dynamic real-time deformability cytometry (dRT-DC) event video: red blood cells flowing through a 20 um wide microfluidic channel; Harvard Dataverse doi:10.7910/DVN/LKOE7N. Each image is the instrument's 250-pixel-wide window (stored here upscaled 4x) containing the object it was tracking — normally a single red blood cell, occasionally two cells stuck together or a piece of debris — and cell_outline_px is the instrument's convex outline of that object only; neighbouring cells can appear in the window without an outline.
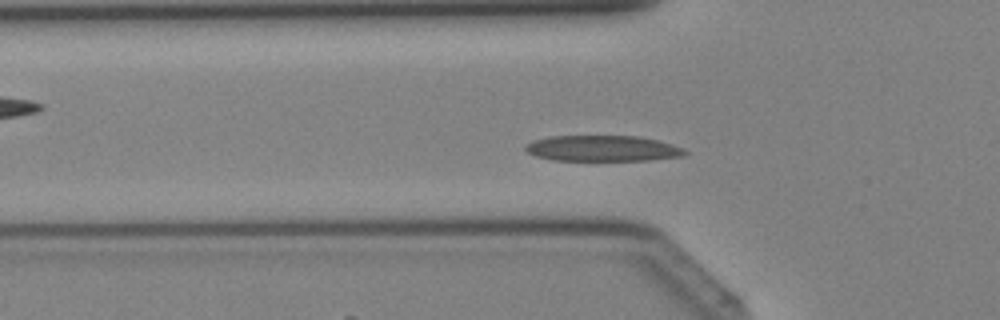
{"species": "Egyptian fruit bat (a non-hibernating species)", "species_latin": "Rousettus aegyptiacus", "temperature_condition": "cold", "stored_images_in_passage": 38, "camera_frame_rate_fps": 3000, "um_per_image_px": 0.085, "animal": {"sex": "female"}, "frame": {"image": 1, "passage_image": 11, "time_ms": 3.333, "image_size_px": [1000, 320], "cell_outline_px": [[688, 152], [684, 156], [652, 160], [552, 160], [536, 156], [528, 152], [524, 148], [524, 144], [532, 140], [548, 136], [640, 136], [672, 144], [684, 148]], "centroid_in_image_um": [51.21, 12.61], "position_along_channel_um": 74.6, "area_um2": 24.16}}
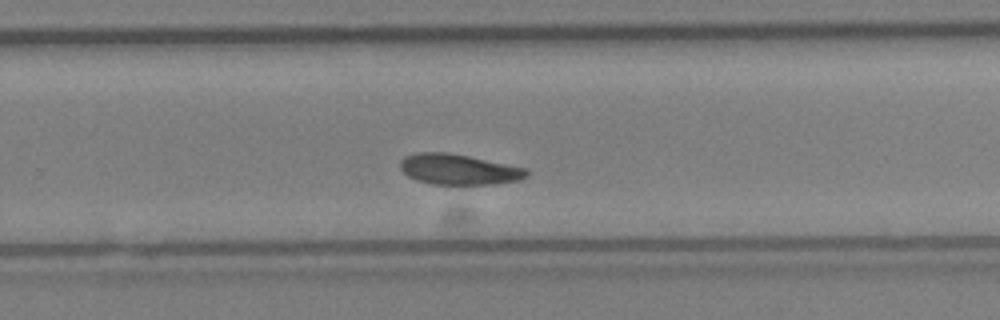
{"frame": {"image": 2, "passage_image": 24, "time_ms": 7.667, "image_size_px": [1000, 320], "cell_outline_px": [[528, 176], [520, 180], [496, 184], [432, 184], [416, 180], [408, 176], [400, 168], [400, 160], [404, 156], [416, 152], [448, 152], [528, 168]], "centroid_in_image_um": [38.99, 14.39], "position_along_channel_um": 290.8, "area_um2": 22.66}}
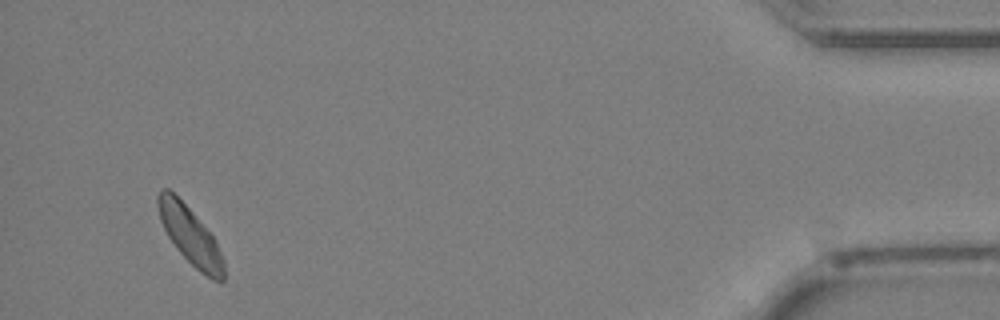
{"frame": {"image": 3, "passage_image": 36, "time_ms": 11.667, "image_size_px": [1000, 320], "cell_outline_px": [[224, 280], [220, 284], [212, 280], [200, 272], [176, 248], [168, 236], [160, 220], [156, 204], [156, 196], [160, 188], [168, 188], [192, 212], [216, 240], [224, 260]], "centroid_in_image_um": [16.16, 20.04], "position_along_channel_um": 419.0, "area_um2": 22.02}}